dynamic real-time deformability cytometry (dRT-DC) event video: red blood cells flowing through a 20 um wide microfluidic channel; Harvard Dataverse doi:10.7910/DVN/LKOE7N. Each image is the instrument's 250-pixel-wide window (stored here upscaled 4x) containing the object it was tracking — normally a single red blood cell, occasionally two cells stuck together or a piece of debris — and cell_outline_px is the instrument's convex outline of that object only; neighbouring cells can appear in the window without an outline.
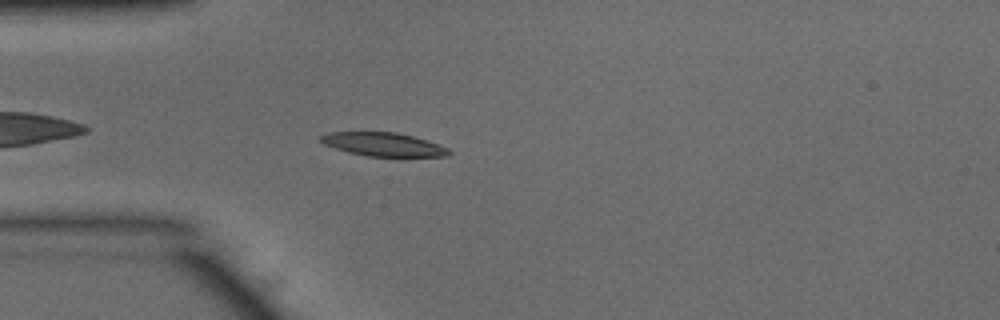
{"species": "common noctule bat (a hibernating species)", "species_latin": "Nyctalus noctula", "temperature_condition": "warm", "stored_images_in_passage": 40, "camera_frame_rate_fps": 3000, "um_per_image_px": 0.085, "animal": {"sex": "male", "body_mass_g": 15.6}, "frame": {"image": 1, "passage_image": 1, "time_ms": 0.0, "image_size_px": [1000, 320], "cell_outline_px": [[452, 152], [448, 156], [368, 156], [348, 152], [324, 144], [320, 140], [320, 136], [328, 132], [396, 132], [412, 136], [448, 148]], "centroid_in_image_um": [32.56, 12.27], "position_along_channel_um": 52.4, "area_um2": 17.28}}
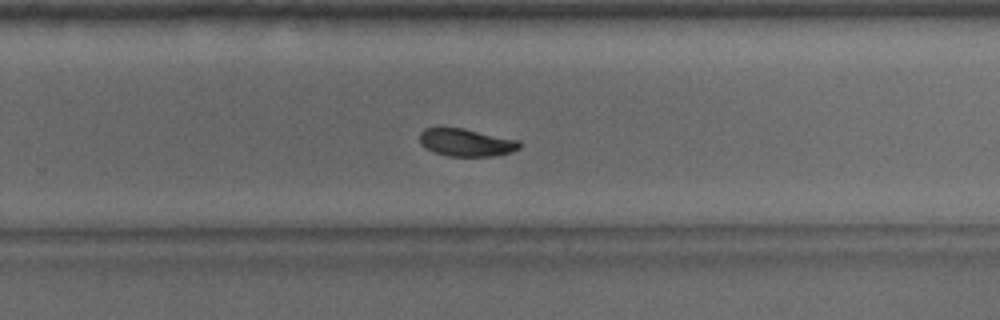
{"frame": {"image": 2, "passage_image": 21, "time_ms": 6.667, "image_size_px": [1000, 320], "cell_outline_px": [[520, 148], [512, 152], [492, 156], [448, 156], [424, 148], [420, 144], [420, 132], [424, 128], [460, 128], [520, 140]], "centroid_in_image_um": [39.62, 12.12], "position_along_channel_um": 290.2, "area_um2": 15.95}}
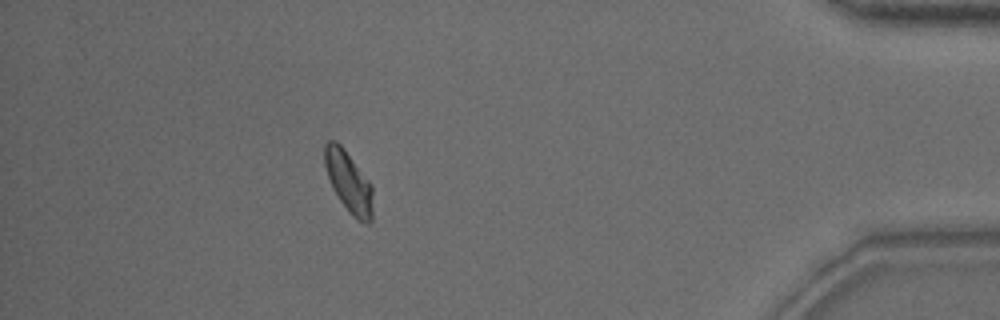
{"frame": {"image": 3, "passage_image": 34, "time_ms": 11.0, "image_size_px": [1000, 320], "cell_outline_px": [[372, 220], [368, 224], [364, 224], [352, 216], [348, 212], [332, 188], [324, 164], [324, 144], [328, 140], [336, 140], [344, 148], [372, 184]], "centroid_in_image_um": [29.63, 15.46], "position_along_channel_um": 405.6, "area_um2": 17.34}, "authors_computed_cell_mechanics": {"area_um2": 17.0221, "velocity_mm_per_s": 3.8361, "shape_relaxation_time_tau1_ms": 3.7769, "shape_relaxation_time_tau2_ms": 2.8282, "deformation_change_tau1": 0.1212, "deformation_change_tau2": 0.0649}}